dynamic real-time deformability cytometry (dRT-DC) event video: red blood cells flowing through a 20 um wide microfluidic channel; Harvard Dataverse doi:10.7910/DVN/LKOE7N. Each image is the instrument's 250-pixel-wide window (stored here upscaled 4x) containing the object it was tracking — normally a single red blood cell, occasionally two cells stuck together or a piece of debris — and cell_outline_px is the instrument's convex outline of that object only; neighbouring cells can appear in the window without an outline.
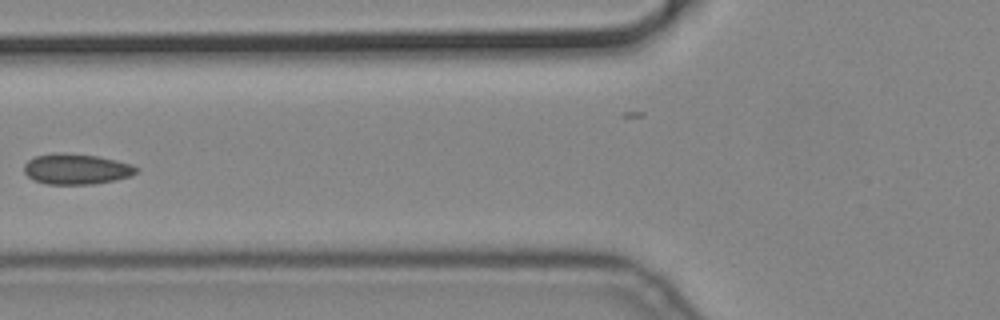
{"species": "common noctule bat (a hibernating species)", "species_latin": "Nyctalus noctula", "temperature_condition": "cold", "stored_images_in_passage": 5, "camera_frame_rate_fps": 3000, "um_per_image_px": 0.085, "animal": {"sex": "male", "body_mass_g": 19.2, "forearm_length_mm": 51.8}, "frame": {"image": 1, "passage_image": 3, "time_ms": 0.667, "image_size_px": [1000, 320], "cell_outline_px": [[140, 168], [136, 172], [128, 176], [116, 180], [92, 184], [48, 184], [32, 180], [24, 172], [24, 164], [28, 160], [36, 156], [56, 152], [64, 152], [96, 156], [128, 164]], "centroid_in_image_um": [6.43, 14.37], "position_along_channel_um": 119.4, "area_um2": 19.83}}